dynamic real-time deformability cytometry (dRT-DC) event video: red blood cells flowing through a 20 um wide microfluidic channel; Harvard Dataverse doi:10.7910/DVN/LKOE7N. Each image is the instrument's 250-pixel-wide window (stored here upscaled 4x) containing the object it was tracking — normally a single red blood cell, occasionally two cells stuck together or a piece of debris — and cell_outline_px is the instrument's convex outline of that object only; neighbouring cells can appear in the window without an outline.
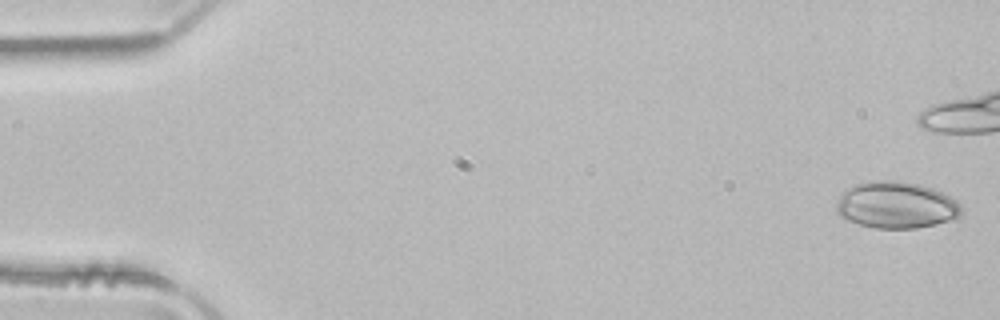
{"species": "common noctule bat (a hibernating species)", "species_latin": "Nyctalus noctula", "temperature_condition": "room temperature", "stored_images_in_passage": 40, "camera_frame_rate_fps": 3000, "um_per_image_px": 0.085, "animal": {"sex": "male", "body_mass_g": 21.5, "forearm_length_mm": 52.0}, "frame": {"image": 1, "passage_image": 1, "time_ms": 0.0, "image_size_px": [1000, 320], "cell_outline_px": [[964, 212], [956, 220], [916, 228], [876, 228], [860, 224], [848, 220], [840, 216], [836, 212], [836, 204], [840, 196], [848, 188], [856, 184], [876, 180], [892, 180], [916, 184], [932, 188], [956, 200], [964, 208]], "centroid_in_image_um": [76.22, 17.45], "position_along_channel_um": 8.8, "area_um2": 34.04}}
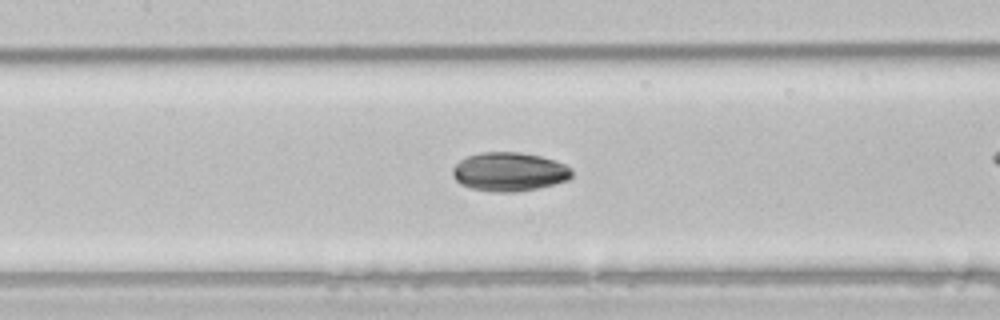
{"frame": {"image": 2, "passage_image": 23, "time_ms": 7.333, "image_size_px": [1000, 320], "cell_outline_px": [[572, 176], [568, 180], [536, 188], [512, 192], [492, 192], [472, 188], [460, 184], [452, 176], [452, 168], [460, 160], [468, 156], [480, 152], [520, 152], [540, 156], [556, 160], [572, 168]], "centroid_in_image_um": [43.28, 14.59], "position_along_channel_um": 164.1, "area_um2": 26.99}}
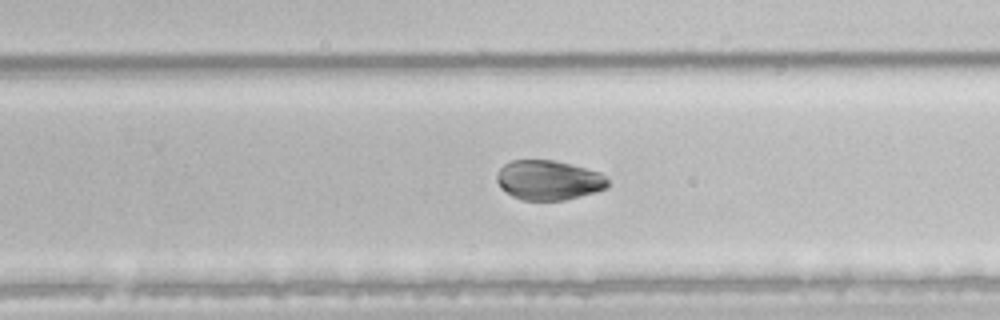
{"frame": {"image": 3, "passage_image": 32, "time_ms": 10.333, "image_size_px": [1000, 320], "cell_outline_px": [[608, 188], [580, 196], [564, 200], [520, 200], [504, 192], [500, 188], [496, 180], [496, 172], [504, 164], [512, 160], [552, 160], [600, 172], [608, 180]], "centroid_in_image_um": [46.58, 15.32], "position_along_channel_um": 283.2, "area_um2": 25.72}}